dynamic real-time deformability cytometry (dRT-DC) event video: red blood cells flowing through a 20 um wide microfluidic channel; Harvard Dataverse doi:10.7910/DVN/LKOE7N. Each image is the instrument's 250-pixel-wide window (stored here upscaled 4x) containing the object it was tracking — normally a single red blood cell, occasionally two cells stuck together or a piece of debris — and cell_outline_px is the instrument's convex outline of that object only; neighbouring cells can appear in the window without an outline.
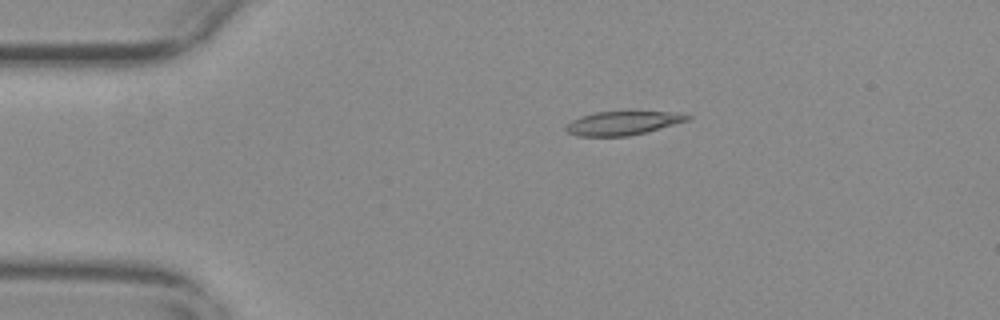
{"species": "common noctule bat (a hibernating species)", "species_latin": "Nyctalus noctula", "temperature_condition": "warm", "stored_images_in_passage": 46, "camera_frame_rate_fps": 3000, "um_per_image_px": 0.085, "animal": {"sex": "female", "body_mass_g": 29.2, "forearm_length_mm": 56.3}, "frame": {"image": 1, "passage_image": 1, "time_ms": 0.0, "image_size_px": [1000, 320], "cell_outline_px": [[692, 120], [648, 132], [628, 136], [576, 136], [568, 132], [564, 128], [572, 120], [580, 116], [596, 112], [668, 112], [692, 116]], "centroid_in_image_um": [52.96, 10.47], "position_along_channel_um": 32.0, "area_um2": 16.82}}
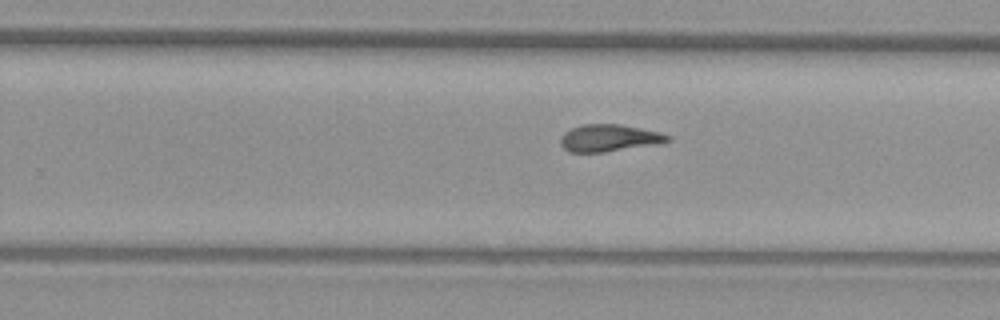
{"frame": {"image": 2, "passage_image": 25, "time_ms": 8.0, "image_size_px": [1000, 320], "cell_outline_px": [[672, 140], [660, 144], [604, 152], [568, 152], [560, 144], [560, 136], [564, 132], [572, 128], [584, 124], [620, 124], [660, 132], [672, 136]], "centroid_in_image_um": [51.8, 11.73], "position_along_channel_um": 278.0, "area_um2": 17.11}}
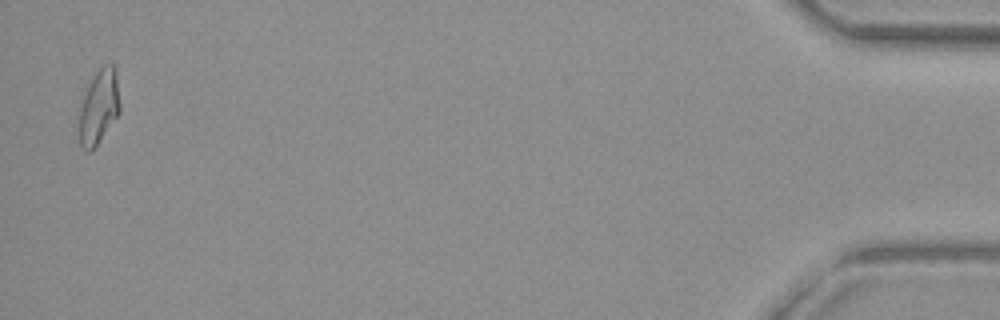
{"frame": {"image": 3, "passage_image": 45, "time_ms": 14.667, "image_size_px": [1000, 320], "cell_outline_px": [[120, 112], [96, 144], [88, 152], [84, 152], [80, 144], [80, 96], [84, 88], [100, 64], [112, 64], [116, 68], [120, 104]], "centroid_in_image_um": [8.39, 8.97], "position_along_channel_um": 426.8, "area_um2": 18.03}, "authors_computed_cell_mechanics": {"area_um2": 17.1377, "velocity_mm_per_s": 3.674, "shape_relaxation_time_tau1_ms": null, "shape_relaxation_time_tau2_ms": 2.2221, "deformation_change_tau1": null, "deformation_change_tau2": 0.1153}}